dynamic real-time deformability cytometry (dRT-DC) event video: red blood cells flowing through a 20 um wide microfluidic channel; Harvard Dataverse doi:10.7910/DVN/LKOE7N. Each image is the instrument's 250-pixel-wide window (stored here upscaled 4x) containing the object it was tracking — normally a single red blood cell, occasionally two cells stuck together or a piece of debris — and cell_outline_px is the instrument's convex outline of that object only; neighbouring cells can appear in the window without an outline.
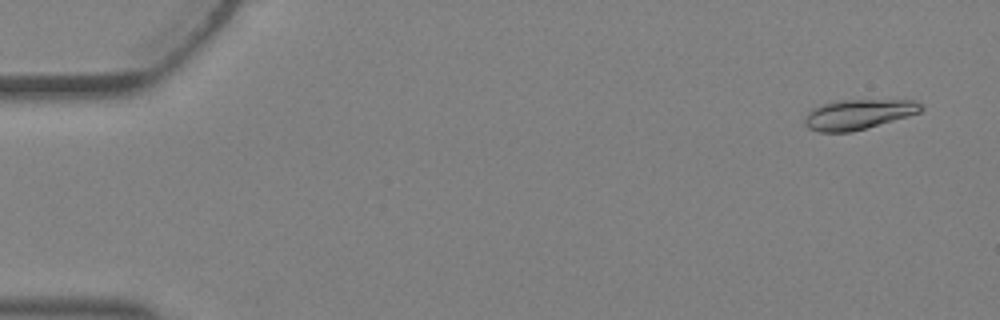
{"species": "Egyptian fruit bat (a non-hibernating species)", "species_latin": "Rousettus aegyptiacus", "temperature_condition": "warm", "stored_images_in_passage": 5, "camera_frame_rate_fps": 3000, "um_per_image_px": 0.085, "animal": {"sex": "female"}, "frame": {"image": 1, "passage_image": 1, "time_ms": 0.0, "image_size_px": [1000, 320], "cell_outline_px": [[924, 108], [920, 112], [908, 116], [852, 132], [820, 132], [808, 128], [804, 124], [804, 116], [812, 108], [820, 104], [840, 100], [912, 100], [924, 104]], "centroid_in_image_um": [72.94, 9.71], "position_along_channel_um": 12.1, "area_um2": 20.46}}